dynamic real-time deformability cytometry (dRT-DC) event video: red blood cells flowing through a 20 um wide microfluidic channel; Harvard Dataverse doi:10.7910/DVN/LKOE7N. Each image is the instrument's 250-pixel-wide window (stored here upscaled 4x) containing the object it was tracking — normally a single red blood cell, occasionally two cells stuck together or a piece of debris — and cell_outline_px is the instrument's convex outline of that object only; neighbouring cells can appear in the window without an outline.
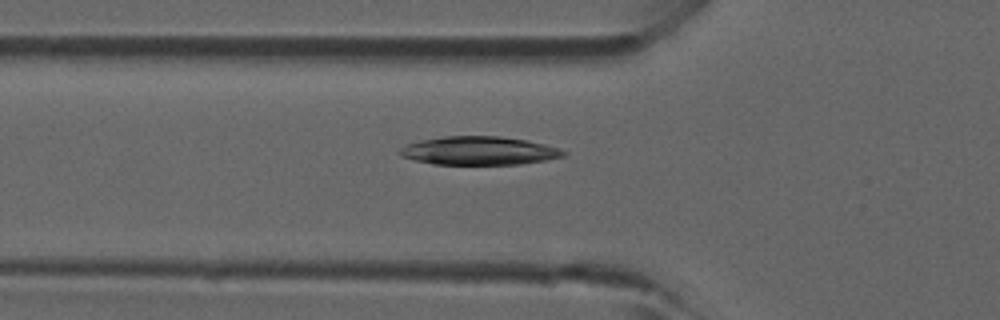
{"species": "common noctule bat (a hibernating species)", "species_latin": "Nyctalus noctula", "temperature_condition": "room temperature", "stored_images_in_passage": 37, "camera_frame_rate_fps": 3000, "um_per_image_px": 0.085, "animal": {"sex": "male", "forearm_length_mm": 52.5}, "frame": {"image": 1, "passage_image": 12, "time_ms": 3.667, "image_size_px": [1000, 320], "cell_outline_px": [[568, 152], [564, 156], [544, 160], [520, 164], [432, 164], [400, 156], [396, 152], [400, 148], [408, 144], [420, 140], [444, 136], [500, 136], [528, 140], [544, 144]], "centroid_in_image_um": [40.68, 12.8], "position_along_channel_um": 85.1, "area_um2": 27.05}}
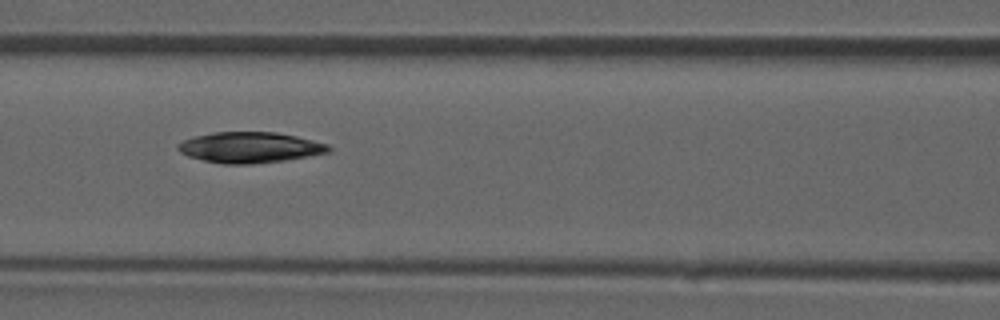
{"frame": {"image": 2, "passage_image": 16, "time_ms": 5.0, "image_size_px": [1000, 320], "cell_outline_px": [[332, 152], [284, 160], [252, 164], [224, 164], [204, 160], [188, 156], [180, 152], [176, 148], [176, 144], [184, 140], [196, 136], [216, 132], [276, 132], [296, 136], [328, 144], [332, 148]], "centroid_in_image_um": [21.25, 12.53], "position_along_channel_um": 145.3, "area_um2": 26.93}}
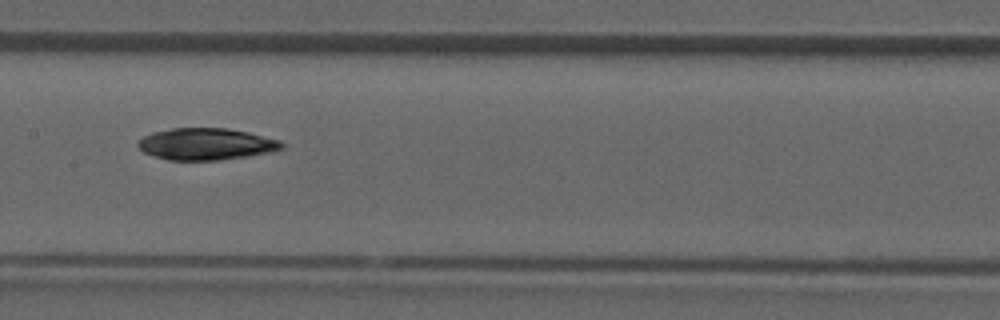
{"frame": {"image": 3, "passage_image": 19, "time_ms": 6.0, "image_size_px": [1000, 320], "cell_outline_px": [[284, 148], [268, 152], [248, 156], [216, 160], [168, 160], [144, 152], [136, 144], [144, 136], [152, 132], [172, 128], [228, 128], [248, 132], [280, 140], [284, 144]], "centroid_in_image_um": [17.53, 12.23], "position_along_channel_um": 189.9, "area_um2": 26.47}}